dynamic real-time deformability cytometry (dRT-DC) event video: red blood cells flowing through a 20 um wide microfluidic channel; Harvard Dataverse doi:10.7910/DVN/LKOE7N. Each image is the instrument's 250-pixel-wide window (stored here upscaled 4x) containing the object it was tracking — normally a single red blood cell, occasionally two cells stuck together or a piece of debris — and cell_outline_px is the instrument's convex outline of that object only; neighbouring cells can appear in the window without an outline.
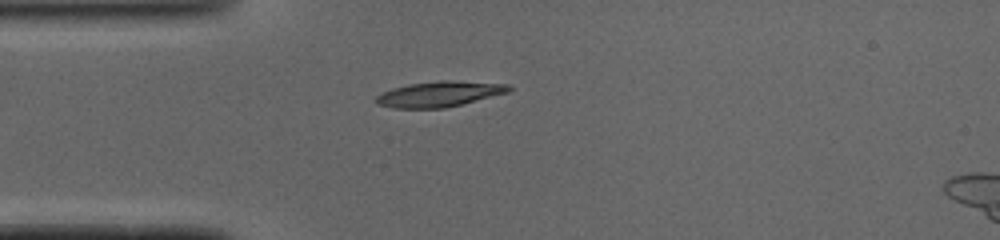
{"species": "common noctule bat (a hibernating species)", "species_latin": "Nyctalus noctula", "temperature_condition": "cold", "stored_images_in_passage": 33, "camera_frame_rate_fps": 3000, "um_per_image_px": 0.085, "animal": {"sex": "male", "body_mass_g": 19.0, "forearm_length_mm": 50.8}, "frame": {"image": 1, "passage_image": 1, "time_ms": 0.0, "image_size_px": [1000, 240], "cell_outline_px": [[512, 88], [508, 92], [444, 108], [392, 108], [376, 104], [376, 96], [392, 88], [408, 84], [440, 80], [448, 80], [508, 84]], "centroid_in_image_um": [37.3, 7.99], "position_along_channel_um": 47.7, "area_um2": 19.48}}
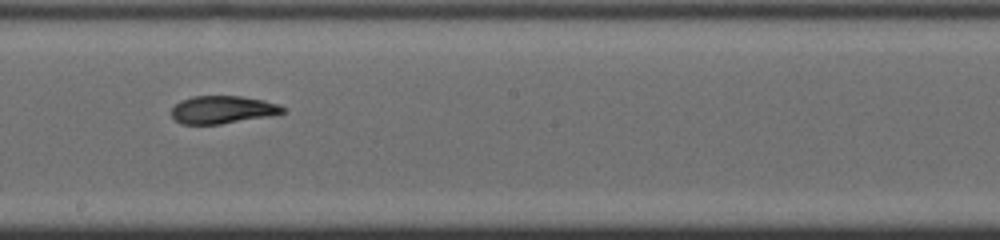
{"frame": {"image": 2, "passage_image": 15, "time_ms": 4.667, "image_size_px": [1000, 240], "cell_outline_px": [[288, 108], [284, 112], [268, 116], [220, 124], [180, 124], [172, 116], [172, 108], [180, 100], [192, 96], [240, 96], [264, 100], [280, 104]], "centroid_in_image_um": [18.93, 9.31], "position_along_channel_um": 229.3, "area_um2": 18.03}}
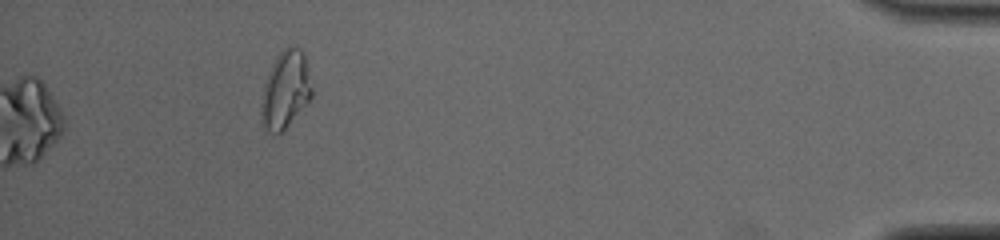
{"frame": {"image": 3, "passage_image": 33, "time_ms": 10.667, "image_size_px": [1000, 240], "cell_outline_px": [[312, 96], [284, 128], [280, 132], [268, 132], [260, 116], [260, 112], [264, 84], [268, 72], [272, 64], [280, 52], [288, 44], [300, 48], [304, 52], [312, 88]], "centroid_in_image_um": [24.26, 7.56], "position_along_channel_um": 410.9, "area_um2": 22.37}, "authors_computed_cell_mechanics": {"area_um2": 18.7272, "velocity_mm_per_s": 4.1031, "shape_relaxation_time_tau1_ms": 6.0113, "shape_relaxation_time_tau2_ms": 1.1089, "deformation_change_tau1": 0.206, "deformation_change_tau2": 0.0606}}